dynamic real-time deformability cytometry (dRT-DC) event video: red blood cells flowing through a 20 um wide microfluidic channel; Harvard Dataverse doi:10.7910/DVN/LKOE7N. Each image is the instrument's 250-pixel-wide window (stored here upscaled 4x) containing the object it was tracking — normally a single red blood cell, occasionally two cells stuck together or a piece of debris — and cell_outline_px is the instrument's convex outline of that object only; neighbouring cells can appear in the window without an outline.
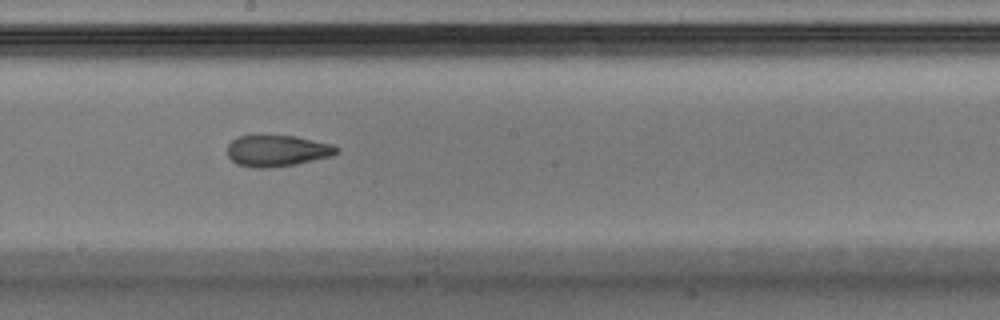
{"species": "Egyptian fruit bat (a non-hibernating species)", "species_latin": "Rousettus aegyptiacus", "temperature_condition": "warm", "stored_images_in_passage": 48, "camera_frame_rate_fps": 3000, "um_per_image_px": 0.085, "animal": {"sex": "male"}, "frame": {"image": 1, "passage_image": 28, "time_ms": 9.0, "image_size_px": [1000, 320], "cell_outline_px": [[340, 152], [332, 156], [296, 164], [264, 168], [252, 168], [236, 164], [228, 156], [228, 144], [232, 140], [240, 136], [296, 136], [332, 144], [340, 148]], "centroid_in_image_um": [23.59, 12.82], "position_along_channel_um": 224.6, "area_um2": 19.94}, "authors_computed_cell_mechanics": {"area_um2": 20.4612, "velocity_mm_per_s": 4.1217, "shape_relaxation_time_tau1_ms": null, "shape_relaxation_time_tau2_ms": 2.693, "deformation_change_tau1": null, "deformation_change_tau2": 0.1095}}